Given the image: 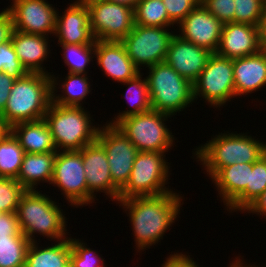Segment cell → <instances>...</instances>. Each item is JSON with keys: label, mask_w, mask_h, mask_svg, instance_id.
Listing matches in <instances>:
<instances>
[{"label": "cell", "mask_w": 266, "mask_h": 267, "mask_svg": "<svg viewBox=\"0 0 266 267\" xmlns=\"http://www.w3.org/2000/svg\"><path fill=\"white\" fill-rule=\"evenodd\" d=\"M183 197L175 191L156 196H138L119 200L128 211L137 252L155 245L175 223L183 205ZM182 202V204H181Z\"/></svg>", "instance_id": "obj_1"}, {"label": "cell", "mask_w": 266, "mask_h": 267, "mask_svg": "<svg viewBox=\"0 0 266 267\" xmlns=\"http://www.w3.org/2000/svg\"><path fill=\"white\" fill-rule=\"evenodd\" d=\"M194 150L197 161L212 178L223 167L256 162L265 154V143L247 133L221 132Z\"/></svg>", "instance_id": "obj_2"}, {"label": "cell", "mask_w": 266, "mask_h": 267, "mask_svg": "<svg viewBox=\"0 0 266 267\" xmlns=\"http://www.w3.org/2000/svg\"><path fill=\"white\" fill-rule=\"evenodd\" d=\"M38 190H26L19 201L16 215L20 231L35 242V234L56 242L66 237V217L63 210L49 196Z\"/></svg>", "instance_id": "obj_3"}, {"label": "cell", "mask_w": 266, "mask_h": 267, "mask_svg": "<svg viewBox=\"0 0 266 267\" xmlns=\"http://www.w3.org/2000/svg\"><path fill=\"white\" fill-rule=\"evenodd\" d=\"M51 76L42 73H27L15 80L1 114L11 127L19 122L44 119L52 102Z\"/></svg>", "instance_id": "obj_4"}, {"label": "cell", "mask_w": 266, "mask_h": 267, "mask_svg": "<svg viewBox=\"0 0 266 267\" xmlns=\"http://www.w3.org/2000/svg\"><path fill=\"white\" fill-rule=\"evenodd\" d=\"M90 113L84 107L50 103L44 116L57 151H80L96 141L99 127L93 126Z\"/></svg>", "instance_id": "obj_5"}, {"label": "cell", "mask_w": 266, "mask_h": 267, "mask_svg": "<svg viewBox=\"0 0 266 267\" xmlns=\"http://www.w3.org/2000/svg\"><path fill=\"white\" fill-rule=\"evenodd\" d=\"M146 77L153 110L173 116L194 101L193 84L165 62L148 67Z\"/></svg>", "instance_id": "obj_6"}, {"label": "cell", "mask_w": 266, "mask_h": 267, "mask_svg": "<svg viewBox=\"0 0 266 267\" xmlns=\"http://www.w3.org/2000/svg\"><path fill=\"white\" fill-rule=\"evenodd\" d=\"M166 152H138L130 177L119 192V200L138 196H156L173 190L167 188L170 167Z\"/></svg>", "instance_id": "obj_7"}, {"label": "cell", "mask_w": 266, "mask_h": 267, "mask_svg": "<svg viewBox=\"0 0 266 267\" xmlns=\"http://www.w3.org/2000/svg\"><path fill=\"white\" fill-rule=\"evenodd\" d=\"M169 117L172 116L151 109L121 119L116 126L139 152H168L174 142L172 132L164 123Z\"/></svg>", "instance_id": "obj_8"}, {"label": "cell", "mask_w": 266, "mask_h": 267, "mask_svg": "<svg viewBox=\"0 0 266 267\" xmlns=\"http://www.w3.org/2000/svg\"><path fill=\"white\" fill-rule=\"evenodd\" d=\"M198 96L215 108L224 106L227 101L236 97L233 59L222 57L216 53L210 56L206 67L193 83L194 101H197Z\"/></svg>", "instance_id": "obj_9"}, {"label": "cell", "mask_w": 266, "mask_h": 267, "mask_svg": "<svg viewBox=\"0 0 266 267\" xmlns=\"http://www.w3.org/2000/svg\"><path fill=\"white\" fill-rule=\"evenodd\" d=\"M169 28L134 25L121 41L127 55L140 70L165 61L170 41L175 35Z\"/></svg>", "instance_id": "obj_10"}, {"label": "cell", "mask_w": 266, "mask_h": 267, "mask_svg": "<svg viewBox=\"0 0 266 267\" xmlns=\"http://www.w3.org/2000/svg\"><path fill=\"white\" fill-rule=\"evenodd\" d=\"M62 191L71 206L88 205V185L84 173L82 149L57 151L50 183Z\"/></svg>", "instance_id": "obj_11"}, {"label": "cell", "mask_w": 266, "mask_h": 267, "mask_svg": "<svg viewBox=\"0 0 266 267\" xmlns=\"http://www.w3.org/2000/svg\"><path fill=\"white\" fill-rule=\"evenodd\" d=\"M105 124L99 128L96 141L105 150L113 184L121 190L129 180L139 151L116 125L108 121Z\"/></svg>", "instance_id": "obj_12"}, {"label": "cell", "mask_w": 266, "mask_h": 267, "mask_svg": "<svg viewBox=\"0 0 266 267\" xmlns=\"http://www.w3.org/2000/svg\"><path fill=\"white\" fill-rule=\"evenodd\" d=\"M89 21L96 40L122 41L134 28V9L110 1L88 7Z\"/></svg>", "instance_id": "obj_13"}, {"label": "cell", "mask_w": 266, "mask_h": 267, "mask_svg": "<svg viewBox=\"0 0 266 267\" xmlns=\"http://www.w3.org/2000/svg\"><path fill=\"white\" fill-rule=\"evenodd\" d=\"M6 8L12 18L14 30L48 36L55 32L57 10L46 0H12ZM49 34V35H48Z\"/></svg>", "instance_id": "obj_14"}, {"label": "cell", "mask_w": 266, "mask_h": 267, "mask_svg": "<svg viewBox=\"0 0 266 267\" xmlns=\"http://www.w3.org/2000/svg\"><path fill=\"white\" fill-rule=\"evenodd\" d=\"M82 159L88 185V204L95 201L97 192H103L112 201L118 202L120 190L112 182L104 148L97 141L88 144L82 148Z\"/></svg>", "instance_id": "obj_15"}, {"label": "cell", "mask_w": 266, "mask_h": 267, "mask_svg": "<svg viewBox=\"0 0 266 267\" xmlns=\"http://www.w3.org/2000/svg\"><path fill=\"white\" fill-rule=\"evenodd\" d=\"M179 35L182 39L192 42L215 53L220 43L223 23L211 14L202 3L198 4L180 23Z\"/></svg>", "instance_id": "obj_16"}, {"label": "cell", "mask_w": 266, "mask_h": 267, "mask_svg": "<svg viewBox=\"0 0 266 267\" xmlns=\"http://www.w3.org/2000/svg\"><path fill=\"white\" fill-rule=\"evenodd\" d=\"M212 54L211 51L198 47L175 33L170 41L164 62L193 84L206 67Z\"/></svg>", "instance_id": "obj_17"}, {"label": "cell", "mask_w": 266, "mask_h": 267, "mask_svg": "<svg viewBox=\"0 0 266 267\" xmlns=\"http://www.w3.org/2000/svg\"><path fill=\"white\" fill-rule=\"evenodd\" d=\"M59 13H56L54 32L56 38L58 37V45L95 44L96 39L90 27L87 7L73 2L65 9L62 16Z\"/></svg>", "instance_id": "obj_18"}, {"label": "cell", "mask_w": 266, "mask_h": 267, "mask_svg": "<svg viewBox=\"0 0 266 267\" xmlns=\"http://www.w3.org/2000/svg\"><path fill=\"white\" fill-rule=\"evenodd\" d=\"M258 27L245 23L228 22L223 24L217 55L226 58H240L258 53Z\"/></svg>", "instance_id": "obj_19"}, {"label": "cell", "mask_w": 266, "mask_h": 267, "mask_svg": "<svg viewBox=\"0 0 266 267\" xmlns=\"http://www.w3.org/2000/svg\"><path fill=\"white\" fill-rule=\"evenodd\" d=\"M95 58L104 74L115 82L124 83L140 73V70L127 55L125 46L121 41L96 40Z\"/></svg>", "instance_id": "obj_20"}, {"label": "cell", "mask_w": 266, "mask_h": 267, "mask_svg": "<svg viewBox=\"0 0 266 267\" xmlns=\"http://www.w3.org/2000/svg\"><path fill=\"white\" fill-rule=\"evenodd\" d=\"M234 87L237 96L248 95L266 86V51L233 59Z\"/></svg>", "instance_id": "obj_21"}, {"label": "cell", "mask_w": 266, "mask_h": 267, "mask_svg": "<svg viewBox=\"0 0 266 267\" xmlns=\"http://www.w3.org/2000/svg\"><path fill=\"white\" fill-rule=\"evenodd\" d=\"M11 41L17 58L28 73L50 74L43 67V62L49 58L50 48L47 36L24 33L14 30Z\"/></svg>", "instance_id": "obj_22"}, {"label": "cell", "mask_w": 266, "mask_h": 267, "mask_svg": "<svg viewBox=\"0 0 266 267\" xmlns=\"http://www.w3.org/2000/svg\"><path fill=\"white\" fill-rule=\"evenodd\" d=\"M11 133L25 153L57 152L51 131L44 119L16 123L11 126Z\"/></svg>", "instance_id": "obj_23"}, {"label": "cell", "mask_w": 266, "mask_h": 267, "mask_svg": "<svg viewBox=\"0 0 266 267\" xmlns=\"http://www.w3.org/2000/svg\"><path fill=\"white\" fill-rule=\"evenodd\" d=\"M57 152L25 153L16 180L26 189L35 190L41 182L51 183Z\"/></svg>", "instance_id": "obj_24"}, {"label": "cell", "mask_w": 266, "mask_h": 267, "mask_svg": "<svg viewBox=\"0 0 266 267\" xmlns=\"http://www.w3.org/2000/svg\"><path fill=\"white\" fill-rule=\"evenodd\" d=\"M253 163H236L221 168L211 179L227 207L247 186Z\"/></svg>", "instance_id": "obj_25"}, {"label": "cell", "mask_w": 266, "mask_h": 267, "mask_svg": "<svg viewBox=\"0 0 266 267\" xmlns=\"http://www.w3.org/2000/svg\"><path fill=\"white\" fill-rule=\"evenodd\" d=\"M41 248L37 241L30 242L26 252L25 267H70L72 250L70 237Z\"/></svg>", "instance_id": "obj_26"}, {"label": "cell", "mask_w": 266, "mask_h": 267, "mask_svg": "<svg viewBox=\"0 0 266 267\" xmlns=\"http://www.w3.org/2000/svg\"><path fill=\"white\" fill-rule=\"evenodd\" d=\"M67 74L68 75L65 76V80L61 84L58 82L55 75H50L52 85V102L61 106L82 107V104H84L82 100L86 99V97L89 96V93L91 92V85L87 74ZM57 85H61V87H57ZM57 88L63 89L61 92L64 95H57Z\"/></svg>", "instance_id": "obj_27"}, {"label": "cell", "mask_w": 266, "mask_h": 267, "mask_svg": "<svg viewBox=\"0 0 266 267\" xmlns=\"http://www.w3.org/2000/svg\"><path fill=\"white\" fill-rule=\"evenodd\" d=\"M266 189V155L253 162V169L250 171L249 183L246 188L227 206V210L243 211Z\"/></svg>", "instance_id": "obj_28"}, {"label": "cell", "mask_w": 266, "mask_h": 267, "mask_svg": "<svg viewBox=\"0 0 266 267\" xmlns=\"http://www.w3.org/2000/svg\"><path fill=\"white\" fill-rule=\"evenodd\" d=\"M141 74L140 72L134 78L123 83L124 85L126 84V86L128 85L125 97L133 107L131 109L129 107V110L118 113V115L113 118L115 120H112L109 124L116 125L121 119L152 109L148 84L146 78L142 79Z\"/></svg>", "instance_id": "obj_29"}, {"label": "cell", "mask_w": 266, "mask_h": 267, "mask_svg": "<svg viewBox=\"0 0 266 267\" xmlns=\"http://www.w3.org/2000/svg\"><path fill=\"white\" fill-rule=\"evenodd\" d=\"M25 151L10 132L0 141V177L17 178Z\"/></svg>", "instance_id": "obj_30"}, {"label": "cell", "mask_w": 266, "mask_h": 267, "mask_svg": "<svg viewBox=\"0 0 266 267\" xmlns=\"http://www.w3.org/2000/svg\"><path fill=\"white\" fill-rule=\"evenodd\" d=\"M135 24L140 26L173 27L162 0H140L134 9Z\"/></svg>", "instance_id": "obj_31"}, {"label": "cell", "mask_w": 266, "mask_h": 267, "mask_svg": "<svg viewBox=\"0 0 266 267\" xmlns=\"http://www.w3.org/2000/svg\"><path fill=\"white\" fill-rule=\"evenodd\" d=\"M29 244L24 234L0 237V267H25Z\"/></svg>", "instance_id": "obj_32"}, {"label": "cell", "mask_w": 266, "mask_h": 267, "mask_svg": "<svg viewBox=\"0 0 266 267\" xmlns=\"http://www.w3.org/2000/svg\"><path fill=\"white\" fill-rule=\"evenodd\" d=\"M60 45L64 52L62 54L64 56V64L68 66V73L87 74L86 68H88V64L95 57V44Z\"/></svg>", "instance_id": "obj_33"}, {"label": "cell", "mask_w": 266, "mask_h": 267, "mask_svg": "<svg viewBox=\"0 0 266 267\" xmlns=\"http://www.w3.org/2000/svg\"><path fill=\"white\" fill-rule=\"evenodd\" d=\"M234 22L258 26L266 10V0H234Z\"/></svg>", "instance_id": "obj_34"}, {"label": "cell", "mask_w": 266, "mask_h": 267, "mask_svg": "<svg viewBox=\"0 0 266 267\" xmlns=\"http://www.w3.org/2000/svg\"><path fill=\"white\" fill-rule=\"evenodd\" d=\"M71 262L70 267H106L104 259L98 253L87 247L79 239L70 238Z\"/></svg>", "instance_id": "obj_35"}, {"label": "cell", "mask_w": 266, "mask_h": 267, "mask_svg": "<svg viewBox=\"0 0 266 267\" xmlns=\"http://www.w3.org/2000/svg\"><path fill=\"white\" fill-rule=\"evenodd\" d=\"M25 191L15 178L0 177V212H16Z\"/></svg>", "instance_id": "obj_36"}, {"label": "cell", "mask_w": 266, "mask_h": 267, "mask_svg": "<svg viewBox=\"0 0 266 267\" xmlns=\"http://www.w3.org/2000/svg\"><path fill=\"white\" fill-rule=\"evenodd\" d=\"M0 71L18 80L28 72L17 58L12 41L0 44Z\"/></svg>", "instance_id": "obj_37"}, {"label": "cell", "mask_w": 266, "mask_h": 267, "mask_svg": "<svg viewBox=\"0 0 266 267\" xmlns=\"http://www.w3.org/2000/svg\"><path fill=\"white\" fill-rule=\"evenodd\" d=\"M200 3L223 24L234 22V0H201Z\"/></svg>", "instance_id": "obj_38"}, {"label": "cell", "mask_w": 266, "mask_h": 267, "mask_svg": "<svg viewBox=\"0 0 266 267\" xmlns=\"http://www.w3.org/2000/svg\"><path fill=\"white\" fill-rule=\"evenodd\" d=\"M169 19L174 24H179L198 4L201 0H162Z\"/></svg>", "instance_id": "obj_39"}, {"label": "cell", "mask_w": 266, "mask_h": 267, "mask_svg": "<svg viewBox=\"0 0 266 267\" xmlns=\"http://www.w3.org/2000/svg\"><path fill=\"white\" fill-rule=\"evenodd\" d=\"M16 212H0V237L21 236Z\"/></svg>", "instance_id": "obj_40"}, {"label": "cell", "mask_w": 266, "mask_h": 267, "mask_svg": "<svg viewBox=\"0 0 266 267\" xmlns=\"http://www.w3.org/2000/svg\"><path fill=\"white\" fill-rule=\"evenodd\" d=\"M13 32V18L7 9H2L0 12V44L11 41Z\"/></svg>", "instance_id": "obj_41"}, {"label": "cell", "mask_w": 266, "mask_h": 267, "mask_svg": "<svg viewBox=\"0 0 266 267\" xmlns=\"http://www.w3.org/2000/svg\"><path fill=\"white\" fill-rule=\"evenodd\" d=\"M194 258L181 253L170 254L161 267H199Z\"/></svg>", "instance_id": "obj_42"}, {"label": "cell", "mask_w": 266, "mask_h": 267, "mask_svg": "<svg viewBox=\"0 0 266 267\" xmlns=\"http://www.w3.org/2000/svg\"><path fill=\"white\" fill-rule=\"evenodd\" d=\"M15 79L0 71V115L4 112Z\"/></svg>", "instance_id": "obj_43"}, {"label": "cell", "mask_w": 266, "mask_h": 267, "mask_svg": "<svg viewBox=\"0 0 266 267\" xmlns=\"http://www.w3.org/2000/svg\"><path fill=\"white\" fill-rule=\"evenodd\" d=\"M255 213L266 217V189L258 196L244 211L243 213Z\"/></svg>", "instance_id": "obj_44"}, {"label": "cell", "mask_w": 266, "mask_h": 267, "mask_svg": "<svg viewBox=\"0 0 266 267\" xmlns=\"http://www.w3.org/2000/svg\"><path fill=\"white\" fill-rule=\"evenodd\" d=\"M259 44L262 50L266 49V10L258 24Z\"/></svg>", "instance_id": "obj_45"}, {"label": "cell", "mask_w": 266, "mask_h": 267, "mask_svg": "<svg viewBox=\"0 0 266 267\" xmlns=\"http://www.w3.org/2000/svg\"><path fill=\"white\" fill-rule=\"evenodd\" d=\"M11 132V127L5 122L0 115V141L3 140Z\"/></svg>", "instance_id": "obj_46"}, {"label": "cell", "mask_w": 266, "mask_h": 267, "mask_svg": "<svg viewBox=\"0 0 266 267\" xmlns=\"http://www.w3.org/2000/svg\"><path fill=\"white\" fill-rule=\"evenodd\" d=\"M110 2H113L115 4H120V5H124V6H128L132 9H135L136 6H137V3L140 1V0H108Z\"/></svg>", "instance_id": "obj_47"}, {"label": "cell", "mask_w": 266, "mask_h": 267, "mask_svg": "<svg viewBox=\"0 0 266 267\" xmlns=\"http://www.w3.org/2000/svg\"><path fill=\"white\" fill-rule=\"evenodd\" d=\"M105 1H108V0H76L75 2H77L78 4H81V5H83V6L88 8L92 4L105 2Z\"/></svg>", "instance_id": "obj_48"}, {"label": "cell", "mask_w": 266, "mask_h": 267, "mask_svg": "<svg viewBox=\"0 0 266 267\" xmlns=\"http://www.w3.org/2000/svg\"><path fill=\"white\" fill-rule=\"evenodd\" d=\"M235 261H233L232 263H230L233 267H258V266H250V264H244L243 261L240 259V257H235ZM242 261V262H241ZM244 264V265H243ZM247 265V266H246ZM266 267V266H265Z\"/></svg>", "instance_id": "obj_49"}]
</instances>
